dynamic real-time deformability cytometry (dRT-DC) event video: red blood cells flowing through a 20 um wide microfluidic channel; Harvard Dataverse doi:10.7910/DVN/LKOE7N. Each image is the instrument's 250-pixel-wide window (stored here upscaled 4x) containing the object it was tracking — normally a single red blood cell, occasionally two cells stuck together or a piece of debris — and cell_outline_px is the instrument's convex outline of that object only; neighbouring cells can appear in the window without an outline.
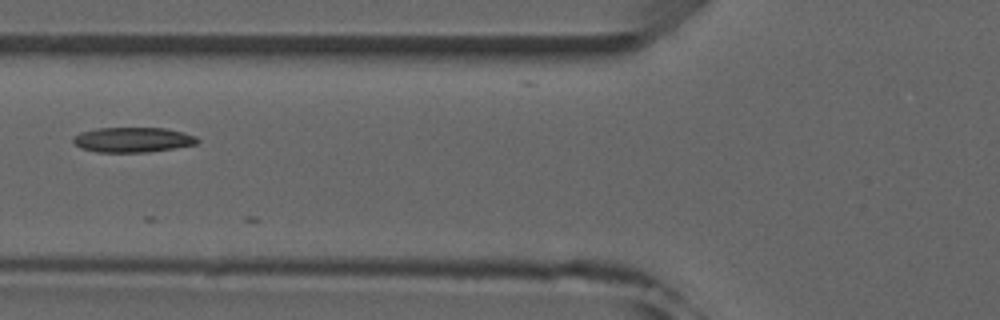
{"species": "common noctule bat (a hibernating species)", "species_latin": "Nyctalus noctula", "temperature_condition": "room temperature", "stored_images_in_passage": 5, "camera_frame_rate_fps": 3000, "um_per_image_px": 0.085, "animal": {"sex": "male", "forearm_length_mm": 52.5}, "frame": {"image": 1, "passage_image": 5, "time_ms": 5.333, "image_size_px": [1000, 320], "cell_outline_px": [[200, 140], [196, 144], [148, 152], [96, 152], [80, 148], [72, 144], [72, 140], [80, 132], [96, 128], [164, 128], [184, 132], [196, 136]], "centroid_in_image_um": [11.26, 11.88], "position_along_channel_um": 114.5, "area_um2": 18.15}}